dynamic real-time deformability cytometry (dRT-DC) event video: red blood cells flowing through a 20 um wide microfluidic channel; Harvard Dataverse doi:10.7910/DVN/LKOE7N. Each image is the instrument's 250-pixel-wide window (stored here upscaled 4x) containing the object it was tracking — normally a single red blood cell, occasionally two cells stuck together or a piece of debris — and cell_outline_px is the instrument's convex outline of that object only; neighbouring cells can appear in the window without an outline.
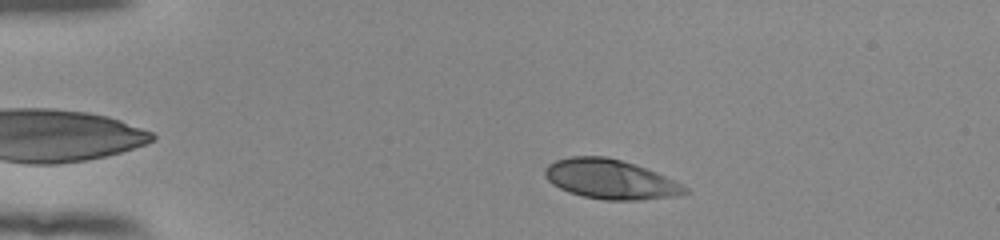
{"species": "human", "species_latin": "Homo sapiens", "temperature_condition": "room temperature", "stored_images_in_passage": 48, "camera_frame_rate_fps": 3000, "um_per_image_px": 0.085, "donor": {"sex": "female"}, "frame": {"image": 1, "passage_image": 6, "time_ms": 1.667, "image_size_px": [1000, 240], "cell_outline_px": [[688, 192], [676, 196], [636, 200], [604, 200], [584, 196], [568, 192], [552, 184], [544, 176], [544, 168], [548, 164], [556, 160], [572, 156], [604, 156], [620, 160], [656, 172], [688, 188]], "centroid_in_image_um": [51.83, 15.24], "position_along_channel_um": 33.2, "area_um2": 31.91}}
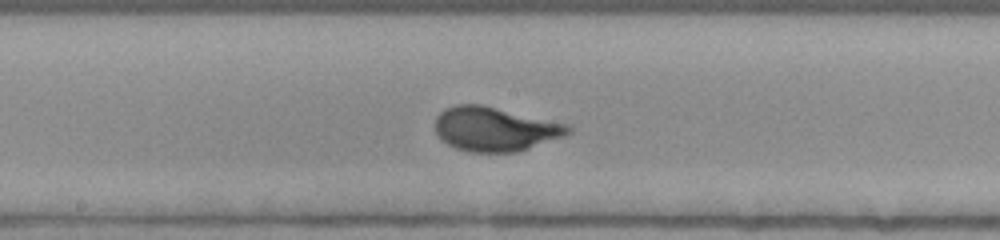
{"frame": {"image": 2, "passage_image": 24, "time_ms": 7.667, "image_size_px": [1000, 240], "cell_outline_px": [[572, 132], [564, 136], [516, 152], [468, 152], [456, 148], [440, 140], [436, 132], [436, 116], [444, 108], [456, 104], [480, 104], [568, 124], [572, 128]], "centroid_in_image_um": [42.04, 10.97], "position_along_channel_um": 206.2, "area_um2": 34.16}}
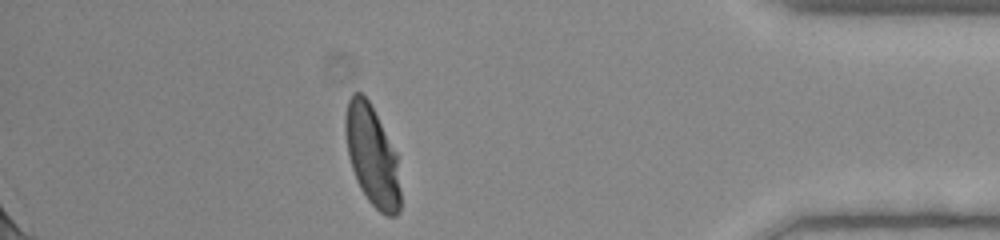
{"frame": {"image": 3, "passage_image": 42, "time_ms": 13.667, "image_size_px": [1000, 240], "cell_outline_px": [[400, 212], [396, 216], [388, 216], [380, 212], [368, 200], [360, 188], [356, 180], [348, 156], [344, 132], [344, 116], [348, 100], [352, 92], [360, 92], [368, 100], [396, 152], [400, 192]], "centroid_in_image_um": [31.6, 13.24], "position_along_channel_um": 403.6, "area_um2": 32.08}, "authors_computed_cell_mechanics": {"area_um2": 32.7148, "velocity_mm_per_s": 3.8941, "shape_relaxation_time_tau1_ms": 3.0138, "shape_relaxation_time_tau2_ms": null, "deformation_change_tau1": 0.1957, "deformation_change_tau2": null}}